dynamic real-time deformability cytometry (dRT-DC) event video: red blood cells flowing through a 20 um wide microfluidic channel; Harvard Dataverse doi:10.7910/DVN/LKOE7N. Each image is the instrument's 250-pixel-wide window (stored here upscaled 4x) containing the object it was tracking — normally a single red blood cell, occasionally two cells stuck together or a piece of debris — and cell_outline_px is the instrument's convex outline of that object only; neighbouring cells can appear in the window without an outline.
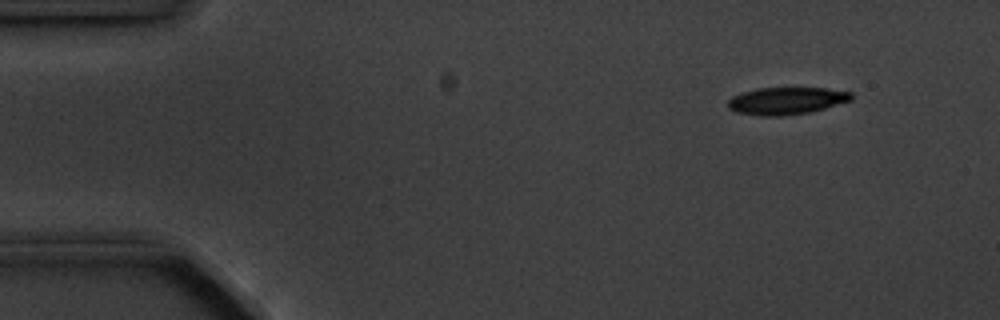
{"species": "common noctule bat (a hibernating species)", "species_latin": "Nyctalus noctula", "temperature_condition": "cold", "stored_images_in_passage": 4, "camera_frame_rate_fps": 3000, "um_per_image_px": 0.085, "animal": {"sex": "male", "body_mass_g": 20.1, "forearm_length_mm": 53.5}, "frame": {"image": 1, "passage_image": 1, "time_ms": 0.0, "image_size_px": [1000, 320], "cell_outline_px": [[852, 100], [824, 108], [808, 112], [784, 116], [760, 116], [736, 112], [728, 108], [728, 100], [732, 96], [756, 88], [824, 88], [852, 92]], "centroid_in_image_um": [66.82, 8.57], "position_along_channel_um": 18.2, "area_um2": 19.54}}
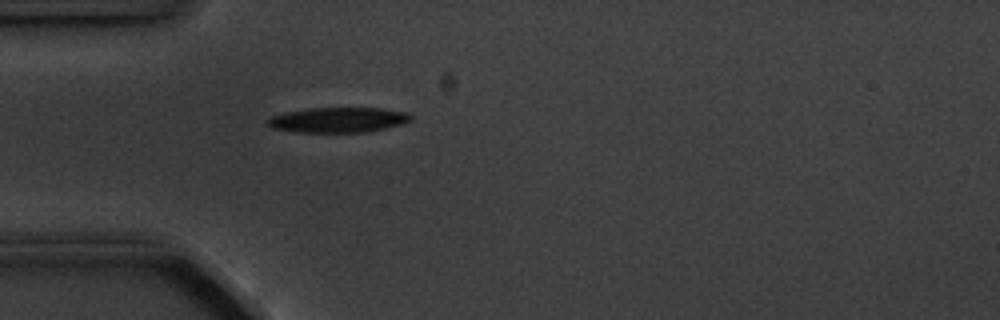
{"frame": {"image": 2, "passage_image": 4, "time_ms": 3.333, "image_size_px": [1000, 320], "cell_outline_px": [[412, 120], [400, 124], [368, 132], [296, 132], [272, 128], [264, 120], [272, 116], [284, 112], [308, 108], [380, 108], [408, 112], [412, 116]], "centroid_in_image_um": [28.72, 10.19], "position_along_channel_um": 56.3, "area_um2": 21.04}}